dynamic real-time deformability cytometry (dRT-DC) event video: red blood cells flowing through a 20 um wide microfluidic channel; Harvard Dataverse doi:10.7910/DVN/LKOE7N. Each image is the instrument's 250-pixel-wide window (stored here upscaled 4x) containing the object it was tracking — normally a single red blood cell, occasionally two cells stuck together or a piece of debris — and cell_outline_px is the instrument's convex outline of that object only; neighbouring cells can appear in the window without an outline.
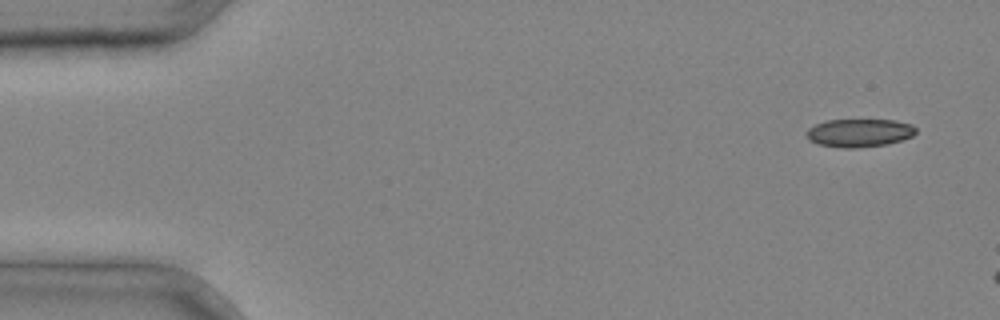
{"species": "common noctule bat (a hibernating species)", "species_latin": "Nyctalus noctula", "temperature_condition": "cold", "stored_images_in_passage": 3, "camera_frame_rate_fps": 3000, "um_per_image_px": 0.085, "animal": {"sex": "male", "body_mass_g": 20.4}, "frame": {"image": 1, "passage_image": 1, "time_ms": 0.0, "image_size_px": [1000, 320], "cell_outline_px": [[916, 132], [912, 136], [888, 144], [856, 148], [844, 148], [820, 144], [808, 140], [808, 128], [816, 124], [828, 120], [896, 120], [912, 124], [916, 128]], "centroid_in_image_um": [73.07, 11.29], "position_along_channel_um": 11.9, "area_um2": 17.8}}